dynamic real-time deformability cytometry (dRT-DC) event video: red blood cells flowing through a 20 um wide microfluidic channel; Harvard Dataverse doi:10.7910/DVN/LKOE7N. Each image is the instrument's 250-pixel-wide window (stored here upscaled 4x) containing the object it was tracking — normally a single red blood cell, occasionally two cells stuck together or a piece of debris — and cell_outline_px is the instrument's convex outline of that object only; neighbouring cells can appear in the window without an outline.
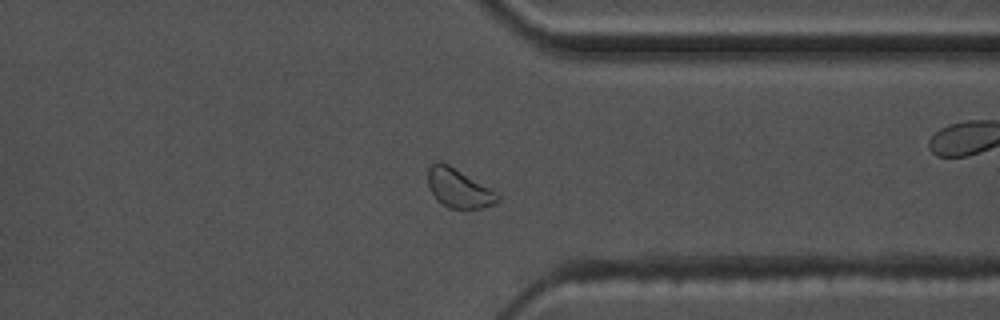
{"species": "common noctule bat (a hibernating species)", "species_latin": "Nyctalus noctula", "temperature_condition": "warm", "stored_images_in_passage": 50, "camera_frame_rate_fps": 3000, "um_per_image_px": 0.085, "animal": {"sex": "male", "body_mass_g": 17.5, "forearm_length_mm": 52.3}, "frame": {"image": 1, "passage_image": 36, "time_ms": 11.667, "image_size_px": [1000, 320], "cell_outline_px": [[500, 200], [492, 204], [480, 208], [448, 208], [436, 200], [428, 184], [428, 168], [436, 160], [440, 160], [448, 164], [492, 188], [500, 196]], "centroid_in_image_um": [38.99, 15.98], "position_along_channel_um": 372.4, "area_um2": 15.9}, "authors_computed_cell_mechanics": {"area_um2": 14.6812, "velocity_mm_per_s": 3.5561, "shape_relaxation_time_tau1_ms": null, "shape_relaxation_time_tau2_ms": 7.5462, "deformation_change_tau1": null, "deformation_change_tau2": 0.1009}}